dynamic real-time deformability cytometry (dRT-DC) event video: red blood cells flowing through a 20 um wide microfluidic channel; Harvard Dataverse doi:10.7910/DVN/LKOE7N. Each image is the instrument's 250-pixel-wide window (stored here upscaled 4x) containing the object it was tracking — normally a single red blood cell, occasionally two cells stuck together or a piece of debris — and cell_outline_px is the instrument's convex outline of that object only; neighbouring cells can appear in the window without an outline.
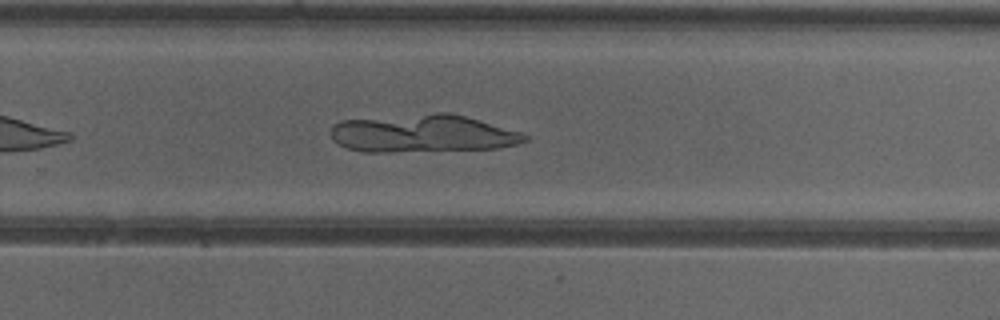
{"species": "common noctule bat (a hibernating species)", "species_latin": "Nyctalus noctula", "temperature_condition": "cold", "stored_images_in_passage": 27, "camera_frame_rate_fps": 3000, "um_per_image_px": 0.085, "animal": {"sex": "female"}, "frame": {"image": 1, "passage_image": 20, "time_ms": 6.333, "image_size_px": [1000, 320], "cell_outline_px": [[528, 140], [516, 144], [496, 148], [388, 152], [364, 152], [348, 148], [332, 140], [332, 124], [340, 120], [436, 112], [448, 112], [464, 116], [524, 132], [528, 136]], "centroid_in_image_um": [35.93, 11.34], "position_along_channel_um": 293.9, "area_um2": 42.77}}